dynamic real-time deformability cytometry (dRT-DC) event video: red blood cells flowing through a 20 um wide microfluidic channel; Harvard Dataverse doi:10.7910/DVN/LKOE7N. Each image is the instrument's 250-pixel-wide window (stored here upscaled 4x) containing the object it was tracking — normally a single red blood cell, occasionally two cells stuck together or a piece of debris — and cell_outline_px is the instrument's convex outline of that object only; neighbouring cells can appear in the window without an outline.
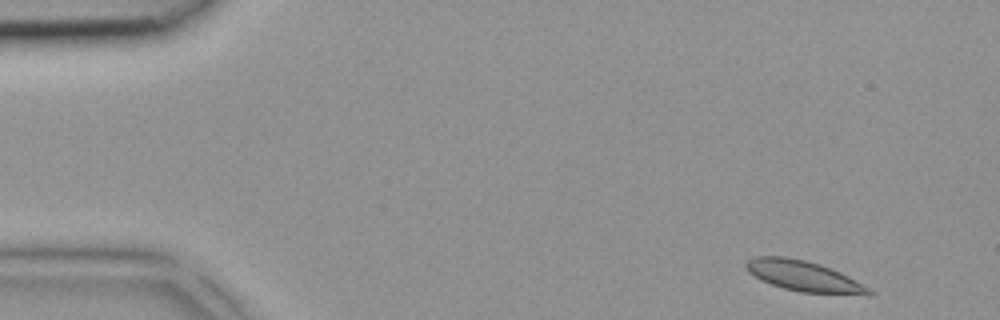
{"species": "common noctule bat (a hibernating species)", "species_latin": "Nyctalus noctula", "temperature_condition": "room temperature", "stored_images_in_passage": 2, "segment_of_instrument_passage": [2, 2], "camera_frame_rate_fps": 3000, "um_per_image_px": 0.085, "animal": {"sex": "female", "body_mass_g": 18.4}, "frame": {"image": 1, "passage_image": 2, "time_ms": 0.333, "image_size_px": [1000, 320], "cell_outline_px": [[876, 292], [872, 296], [868, 296], [800, 292], [784, 288], [772, 284], [748, 272], [744, 264], [748, 260], [756, 256], [784, 256], [804, 260], [820, 264], [840, 272], [848, 276]], "centroid_in_image_um": [68.39, 23.49], "position_along_channel_um": 16.6, "area_um2": 21.91}}